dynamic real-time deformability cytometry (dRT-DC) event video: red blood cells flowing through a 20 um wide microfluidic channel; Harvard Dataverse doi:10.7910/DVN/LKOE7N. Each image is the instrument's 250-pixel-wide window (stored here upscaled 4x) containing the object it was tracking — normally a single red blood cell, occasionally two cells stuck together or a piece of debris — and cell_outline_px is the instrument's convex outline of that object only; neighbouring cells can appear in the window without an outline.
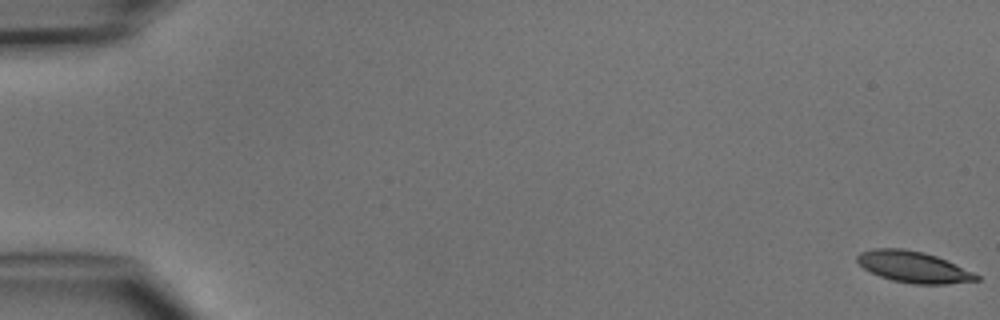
{"species": "common noctule bat (a hibernating species)", "species_latin": "Nyctalus noctula", "temperature_condition": "cold", "stored_images_in_passage": 4, "camera_frame_rate_fps": 3000, "um_per_image_px": 0.085, "animal": {"sex": "male", "body_mass_g": 15.6}, "frame": {"image": 1, "passage_image": 1, "time_ms": 0.0, "image_size_px": [1000, 320], "cell_outline_px": [[980, 280], [948, 284], [912, 284], [892, 280], [880, 276], [864, 268], [856, 260], [856, 256], [860, 252], [872, 248], [904, 248], [924, 252], [936, 256], [972, 272], [980, 276]], "centroid_in_image_um": [77.62, 22.68], "position_along_channel_um": 7.4, "area_um2": 21.62}}